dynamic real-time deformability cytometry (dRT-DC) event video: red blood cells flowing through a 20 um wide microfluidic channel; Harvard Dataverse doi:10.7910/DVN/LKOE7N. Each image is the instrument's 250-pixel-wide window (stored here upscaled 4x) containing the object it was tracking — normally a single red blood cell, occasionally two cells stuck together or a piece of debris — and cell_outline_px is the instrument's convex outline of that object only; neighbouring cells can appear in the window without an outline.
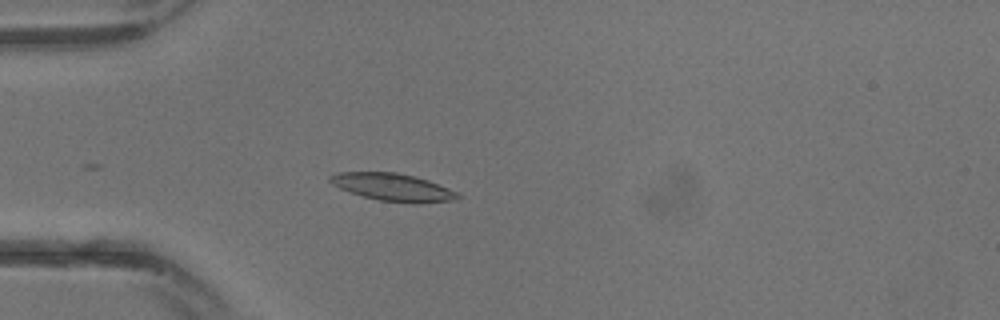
{"species": "common noctule bat (a hibernating species)", "species_latin": "Nyctalus noctula", "temperature_condition": "warm", "stored_images_in_passage": 21, "camera_frame_rate_fps": 3000, "um_per_image_px": 0.085, "animal": {"sex": "male", "body_mass_g": 13.3}, "frame": {"image": 1, "passage_image": 9, "time_ms": 2.667, "image_size_px": [1000, 320], "cell_outline_px": [[460, 200], [420, 204], [412, 204], [380, 200], [364, 196], [340, 188], [332, 184], [328, 180], [328, 176], [336, 172], [396, 172], [428, 180], [448, 188], [456, 192], [460, 196]], "centroid_in_image_um": [33.43, 15.92], "position_along_channel_um": 51.6, "area_um2": 20.58}}
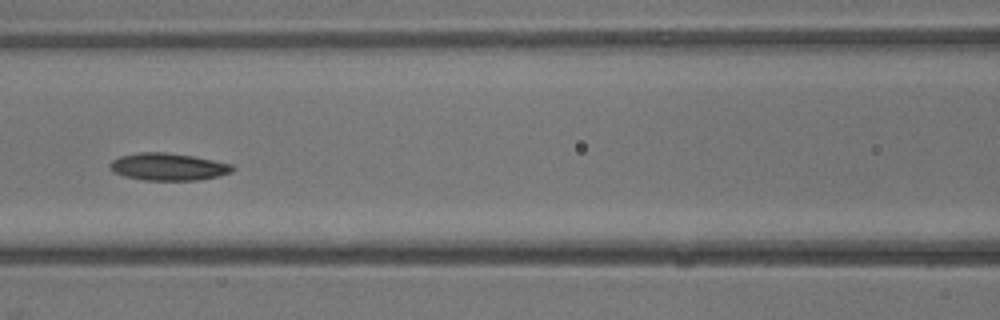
{"frame": {"image": 2, "passage_image": 14, "time_ms": 4.333, "image_size_px": [1000, 320], "cell_outline_px": [[236, 168], [232, 172], [220, 176], [196, 180], [144, 180], [124, 176], [112, 172], [108, 168], [108, 164], [112, 160], [120, 156], [140, 152], [164, 152], [192, 156], [232, 164]], "centroid_in_image_um": [14.27, 14.18], "position_along_channel_um": 152.3, "area_um2": 19.59}}
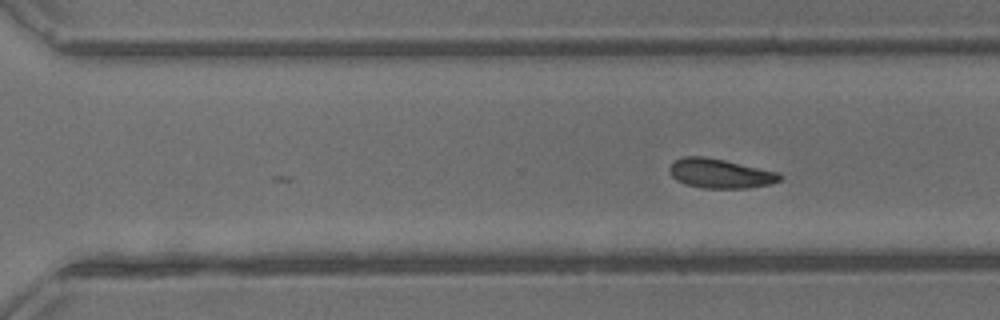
{"frame": {"image": 3, "passage_image": 21, "time_ms": 6.667, "image_size_px": [1000, 320], "cell_outline_px": [[784, 176], [780, 180], [772, 184], [748, 188], [704, 188], [684, 184], [676, 180], [668, 172], [668, 168], [672, 160], [684, 156], [704, 156], [724, 160], [780, 172]], "centroid_in_image_um": [61.2, 14.74], "position_along_channel_um": 309.4, "area_um2": 19.25}}